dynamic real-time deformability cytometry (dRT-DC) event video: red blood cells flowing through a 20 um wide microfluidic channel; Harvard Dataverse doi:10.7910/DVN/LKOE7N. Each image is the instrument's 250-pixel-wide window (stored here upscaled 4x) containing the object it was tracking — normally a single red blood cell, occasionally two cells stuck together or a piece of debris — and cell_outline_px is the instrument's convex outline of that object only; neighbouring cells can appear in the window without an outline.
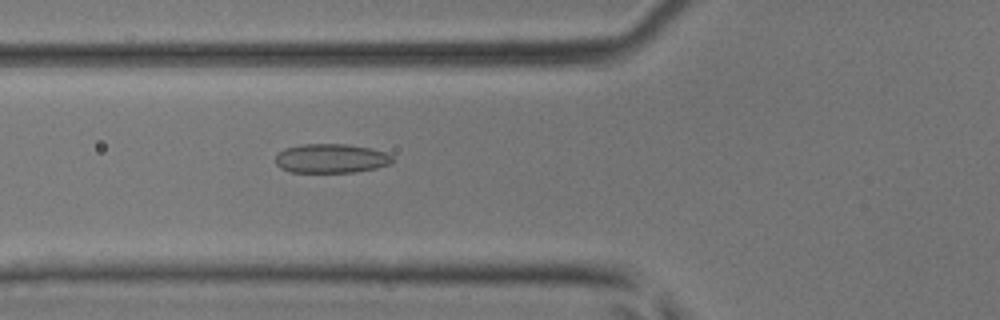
{"species": "common noctule bat (a hibernating species)", "species_latin": "Nyctalus noctula", "temperature_condition": "room temperature", "stored_images_in_passage": 40, "camera_frame_rate_fps": 3000, "um_per_image_px": 0.085, "animal": {"sex": "male", "body_mass_g": 17.9, "forearm_length_mm": 54.2}, "frame": {"image": 1, "passage_image": 10, "time_ms": 3.0, "image_size_px": [1000, 320], "cell_outline_px": [[392, 164], [376, 168], [356, 172], [288, 172], [280, 168], [276, 164], [276, 152], [284, 148], [300, 144], [348, 144], [372, 148], [388, 152], [392, 156]], "centroid_in_image_um": [28.14, 13.46], "position_along_channel_um": 97.7, "area_um2": 20.29}}
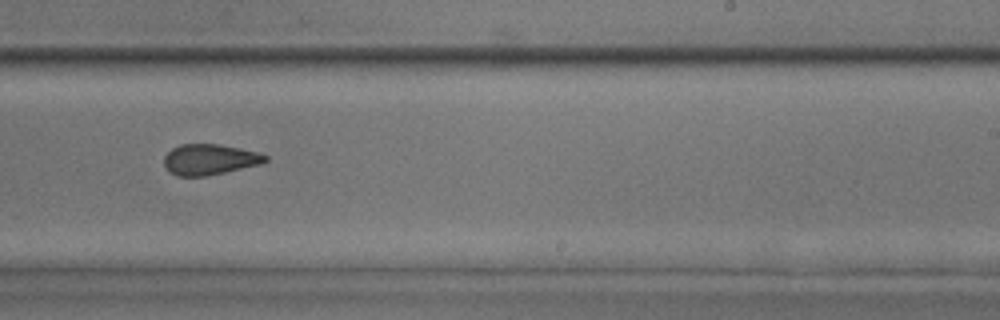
{"frame": {"image": 2, "passage_image": 22, "time_ms": 7.0, "image_size_px": [1000, 320], "cell_outline_px": [[268, 160], [260, 164], [224, 172], [204, 176], [176, 176], [168, 172], [164, 164], [164, 156], [172, 148], [180, 144], [220, 144], [240, 148], [256, 152], [268, 156]], "centroid_in_image_um": [17.78, 13.55], "position_along_channel_um": 271.2, "area_um2": 18.09}}
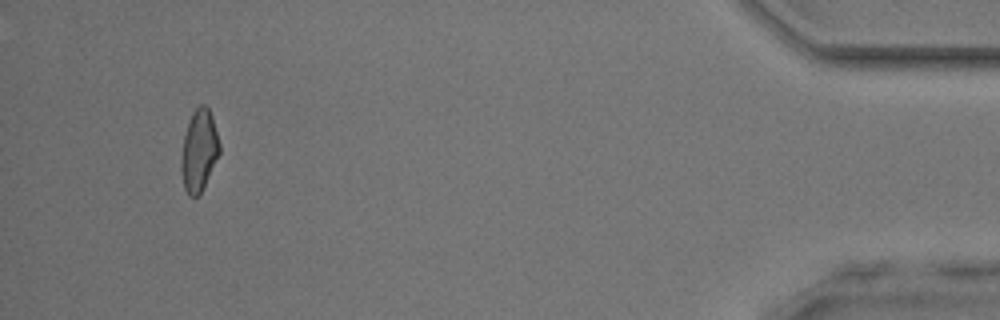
{"frame": {"image": 3, "passage_image": 37, "time_ms": 12.0, "image_size_px": [1000, 320], "cell_outline_px": [[220, 152], [200, 192], [196, 196], [188, 196], [184, 188], [180, 168], [180, 160], [184, 136], [192, 112], [200, 104], [204, 104], [208, 108], [212, 116], [220, 144]], "centroid_in_image_um": [16.9, 12.78], "position_along_channel_um": 418.3, "area_um2": 17.98}}